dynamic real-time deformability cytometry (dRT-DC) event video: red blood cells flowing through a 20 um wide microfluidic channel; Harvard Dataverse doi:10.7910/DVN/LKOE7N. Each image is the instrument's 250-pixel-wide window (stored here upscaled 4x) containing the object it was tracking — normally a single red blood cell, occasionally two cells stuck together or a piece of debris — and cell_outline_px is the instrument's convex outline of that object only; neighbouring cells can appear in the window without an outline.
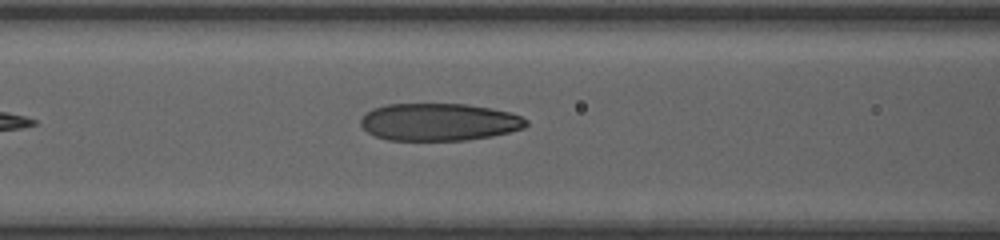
{"species": "human", "species_latin": "Homo sapiens", "temperature_condition": "room temperature", "stored_images_in_passage": 28, "camera_frame_rate_fps": 3000, "um_per_image_px": 0.085, "donor": {"sex": "female"}, "frame": {"image": 1, "passage_image": 8, "time_ms": 2.333, "image_size_px": [1000, 240], "cell_outline_px": [[528, 124], [524, 128], [492, 136], [464, 140], [388, 140], [376, 136], [368, 132], [360, 124], [360, 120], [372, 108], [388, 104], [468, 104], [512, 112], [528, 120]], "centroid_in_image_um": [37.34, 10.36], "position_along_channel_um": 129.3, "area_um2": 36.07}}
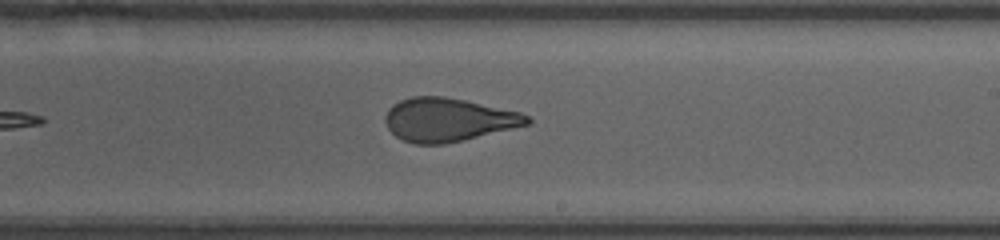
{"frame": {"image": 2, "passage_image": 17, "time_ms": 5.333, "image_size_px": [1000, 240], "cell_outline_px": [[532, 120], [528, 124], [464, 140], [444, 144], [416, 144], [404, 140], [396, 136], [388, 128], [384, 120], [384, 116], [388, 108], [392, 104], [400, 100], [412, 96], [444, 96], [464, 100], [520, 112], [528, 116]], "centroid_in_image_um": [38.05, 10.17], "position_along_channel_um": 250.9, "area_um2": 35.78}}
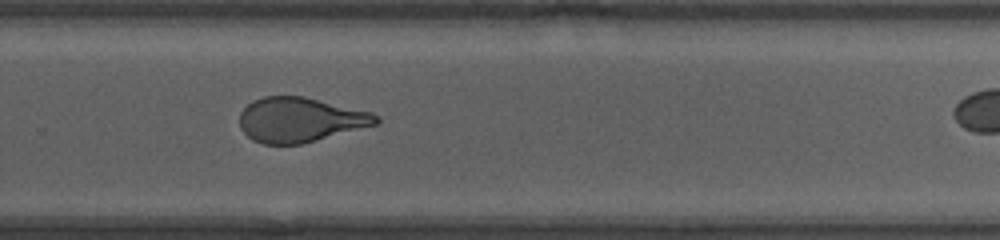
{"frame": {"image": 3, "passage_image": 21, "time_ms": 6.667, "image_size_px": [1000, 240], "cell_outline_px": [[380, 120], [376, 124], [300, 144], [264, 144], [252, 140], [240, 128], [240, 112], [252, 100], [264, 96], [304, 96], [372, 112], [380, 116]], "centroid_in_image_um": [25.49, 10.17], "position_along_channel_um": 304.3, "area_um2": 35.37}}